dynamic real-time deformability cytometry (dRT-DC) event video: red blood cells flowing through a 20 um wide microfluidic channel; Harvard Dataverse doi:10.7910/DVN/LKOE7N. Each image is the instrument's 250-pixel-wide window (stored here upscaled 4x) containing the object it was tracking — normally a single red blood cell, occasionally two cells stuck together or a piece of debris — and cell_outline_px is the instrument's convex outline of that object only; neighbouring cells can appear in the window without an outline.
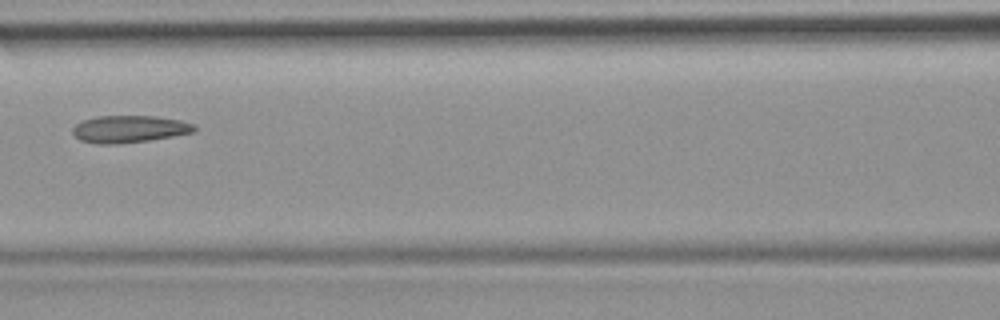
{"species": "common noctule bat (a hibernating species)", "species_latin": "Nyctalus noctula", "temperature_condition": "room temperature", "stored_images_in_passage": 6, "camera_frame_rate_fps": 3000, "um_per_image_px": 0.085, "animal": {"sex": "female", "body_mass_g": 19.9}, "frame": {"image": 1, "passage_image": 4, "time_ms": 3.667, "image_size_px": [1000, 320], "cell_outline_px": [[196, 132], [148, 140], [116, 144], [96, 144], [80, 140], [72, 132], [72, 128], [76, 124], [84, 120], [96, 116], [156, 116], [180, 120], [196, 124]], "centroid_in_image_um": [11.01, 10.96], "position_along_channel_um": 155.6, "area_um2": 19.31}}
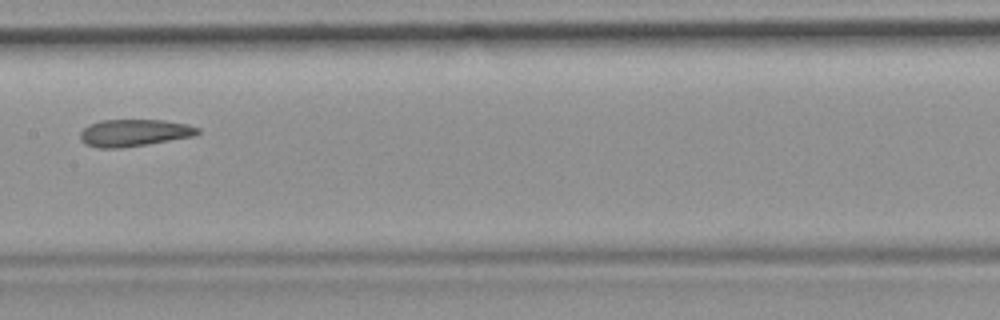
{"frame": {"image": 2, "passage_image": 5, "time_ms": 4.667, "image_size_px": [1000, 320], "cell_outline_px": [[200, 132], [196, 136], [148, 144], [120, 148], [96, 148], [84, 144], [80, 140], [80, 132], [88, 124], [100, 120], [164, 120], [188, 124], [200, 128]], "centroid_in_image_um": [11.4, 11.29], "position_along_channel_um": 196.0, "area_um2": 18.84}}